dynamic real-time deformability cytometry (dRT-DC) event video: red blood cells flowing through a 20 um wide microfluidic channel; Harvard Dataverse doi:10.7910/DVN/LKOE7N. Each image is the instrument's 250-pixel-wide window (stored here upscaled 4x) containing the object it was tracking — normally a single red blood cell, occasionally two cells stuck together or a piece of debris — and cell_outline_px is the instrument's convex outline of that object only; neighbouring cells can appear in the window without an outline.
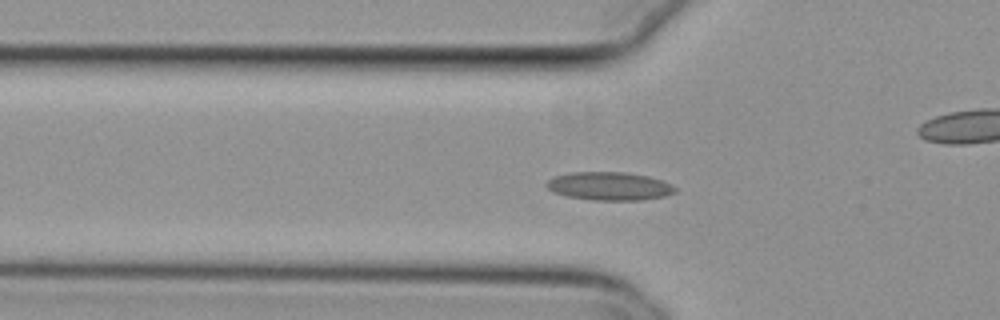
{"species": "common noctule bat (a hibernating species)", "species_latin": "Nyctalus noctula", "temperature_condition": "cold", "stored_images_in_passage": 46, "camera_frame_rate_fps": 3000, "um_per_image_px": 0.085, "animal": {"sex": "female", "body_mass_g": 29.2, "forearm_length_mm": 56.3}, "frame": {"image": 1, "passage_image": 16, "time_ms": 5.0, "image_size_px": [1000, 320], "cell_outline_px": [[676, 192], [664, 196], [640, 200], [592, 200], [568, 196], [552, 192], [544, 184], [548, 180], [556, 176], [572, 172], [624, 172], [648, 176], [664, 180], [672, 184], [676, 188]], "centroid_in_image_um": [51.81, 15.82], "position_along_channel_um": 74.0, "area_um2": 21.21}}
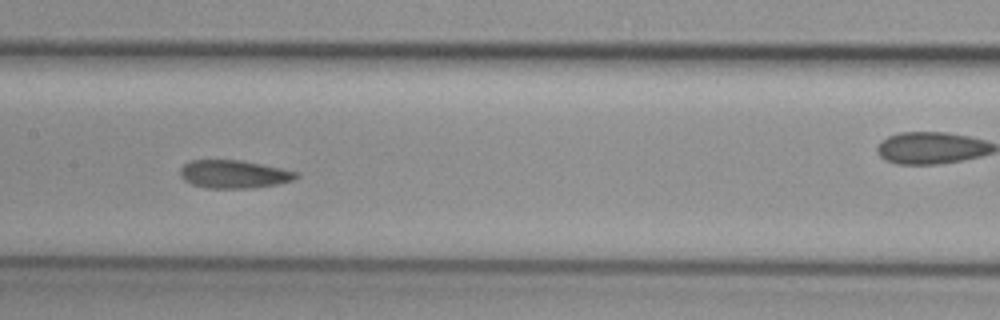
{"frame": {"image": 2, "passage_image": 25, "time_ms": 8.0, "image_size_px": [1000, 320], "cell_outline_px": [[300, 176], [292, 180], [280, 184], [252, 188], [208, 188], [192, 184], [184, 180], [180, 176], [180, 168], [184, 164], [192, 160], [240, 160], [280, 168], [296, 172]], "centroid_in_image_um": [19.87, 14.81], "position_along_channel_um": 187.5, "area_um2": 18.9}}
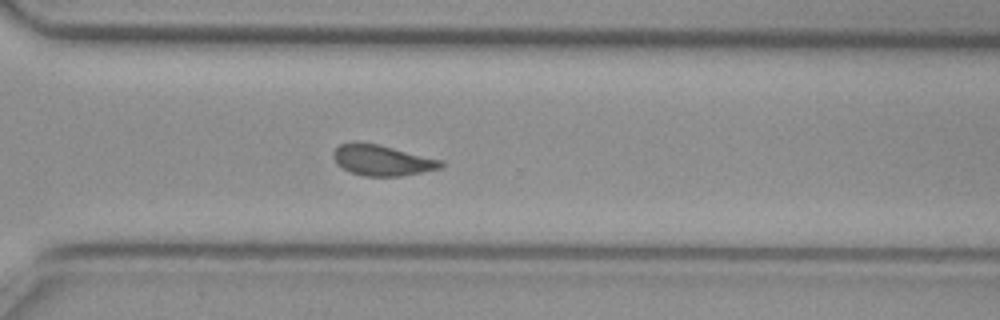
{"frame": {"image": 3, "passage_image": 37, "time_ms": 12.0, "image_size_px": [1000, 320], "cell_outline_px": [[444, 164], [440, 168], [400, 176], [364, 176], [348, 172], [336, 164], [332, 156], [332, 152], [340, 144], [376, 144], [444, 160]], "centroid_in_image_um": [32.47, 13.65], "position_along_channel_um": 338.1, "area_um2": 18.9}, "authors_computed_cell_mechanics": {"area_um2": 19.4497, "velocity_mm_per_s": 3.7748, "shape_relaxation_time_tau1_ms": 10.6291, "shape_relaxation_time_tau2_ms": 3.0743, "deformation_change_tau1": 0.1881, "deformation_change_tau2": 0.0664}}